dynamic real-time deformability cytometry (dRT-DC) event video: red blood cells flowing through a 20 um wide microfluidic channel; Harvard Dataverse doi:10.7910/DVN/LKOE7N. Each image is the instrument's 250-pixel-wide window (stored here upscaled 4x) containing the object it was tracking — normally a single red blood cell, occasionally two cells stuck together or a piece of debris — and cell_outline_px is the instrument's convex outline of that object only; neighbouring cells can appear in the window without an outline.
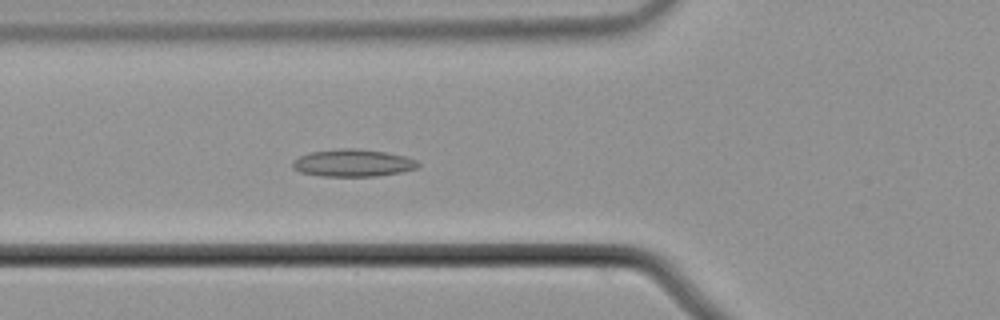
{"species": "common noctule bat (a hibernating species)", "species_latin": "Nyctalus noctula", "temperature_condition": "cold", "stored_images_in_passage": 58, "camera_frame_rate_fps": 3000, "um_per_image_px": 0.085, "animal": {"sex": "male", "body_mass_g": 21.5, "forearm_length_mm": 52.0}, "frame": {"image": 1, "passage_image": 22, "time_ms": 7.0, "image_size_px": [1000, 320], "cell_outline_px": [[420, 168], [400, 172], [376, 176], [320, 176], [300, 172], [292, 168], [292, 160], [308, 152], [340, 148], [356, 148], [384, 152], [404, 156], [416, 160], [420, 164]], "centroid_in_image_um": [29.97, 13.85], "position_along_channel_um": 95.8, "area_um2": 20.11}}
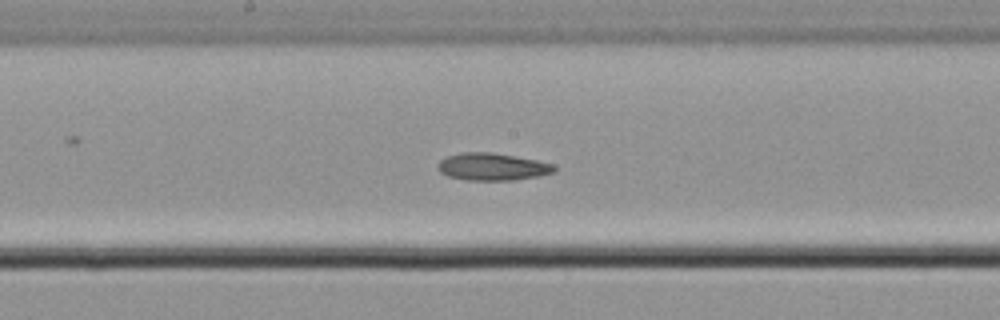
{"frame": {"image": 2, "passage_image": 31, "time_ms": 10.0, "image_size_px": [1000, 320], "cell_outline_px": [[556, 172], [540, 176], [516, 180], [468, 180], [448, 176], [440, 172], [436, 168], [436, 164], [440, 160], [448, 156], [464, 152], [492, 152], [536, 160], [552, 164], [556, 168]], "centroid_in_image_um": [41.84, 14.18], "position_along_channel_um": 206.4, "area_um2": 18.61}}
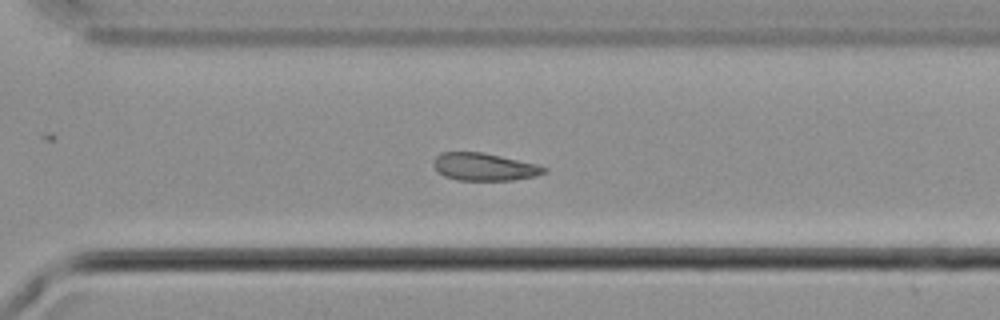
{"frame": {"image": 3, "passage_image": 41, "time_ms": 13.333, "image_size_px": [1000, 320], "cell_outline_px": [[548, 172], [536, 176], [512, 180], [456, 180], [444, 176], [436, 172], [432, 164], [432, 160], [436, 156], [444, 152], [484, 152], [540, 164], [548, 168]], "centroid_in_image_um": [41.18, 14.18], "position_along_channel_um": 329.4, "area_um2": 18.21}, "authors_computed_cell_mechanics": {"area_um2": 18.785, "velocity_mm_per_s": 3.6911, "shape_relaxation_time_tau1_ms": null, "shape_relaxation_time_tau2_ms": 3.649, "deformation_change_tau1": null, "deformation_change_tau2": 0.0732}}